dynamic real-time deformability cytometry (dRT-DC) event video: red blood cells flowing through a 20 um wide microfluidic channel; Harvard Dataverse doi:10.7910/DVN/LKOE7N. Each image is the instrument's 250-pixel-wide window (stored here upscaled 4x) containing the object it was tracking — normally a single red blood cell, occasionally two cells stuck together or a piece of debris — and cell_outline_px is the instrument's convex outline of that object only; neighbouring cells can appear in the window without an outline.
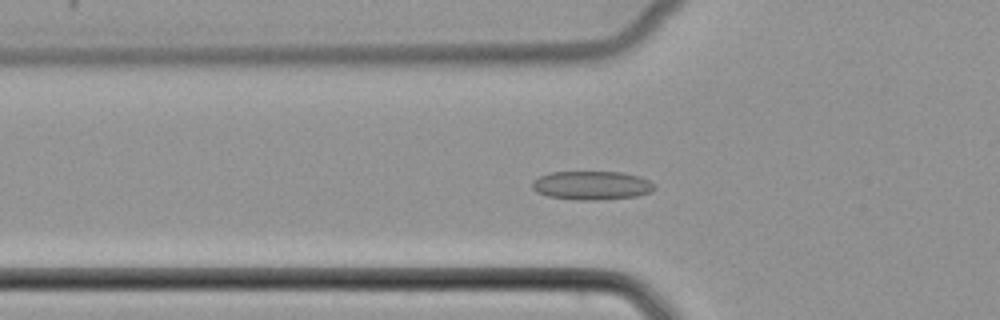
{"species": "common noctule bat (a hibernating species)", "species_latin": "Nyctalus noctula", "temperature_condition": "cold", "stored_images_in_passage": 53, "camera_frame_rate_fps": 3000, "um_per_image_px": 0.085, "animal": {"sex": "female", "body_mass_g": 22.7, "forearm_length_mm": 54.2}, "frame": {"image": 1, "passage_image": 19, "time_ms": 6.0, "image_size_px": [1000, 320], "cell_outline_px": [[656, 188], [652, 192], [636, 196], [600, 200], [576, 200], [548, 196], [536, 192], [532, 188], [532, 180], [540, 176], [552, 172], [624, 172], [640, 176], [656, 184]], "centroid_in_image_um": [50.32, 15.76], "position_along_channel_um": 75.5, "area_um2": 20.69}}
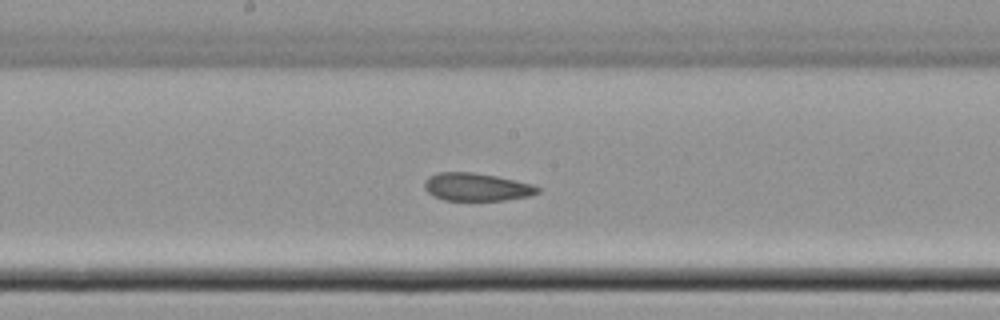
{"frame": {"image": 2, "passage_image": 29, "time_ms": 9.333, "image_size_px": [1000, 320], "cell_outline_px": [[540, 192], [528, 196], [504, 200], [444, 200], [428, 192], [424, 188], [424, 180], [428, 176], [436, 172], [472, 172], [496, 176], [532, 184], [540, 188]], "centroid_in_image_um": [40.48, 15.88], "position_along_channel_um": 207.7, "area_um2": 18.32}}
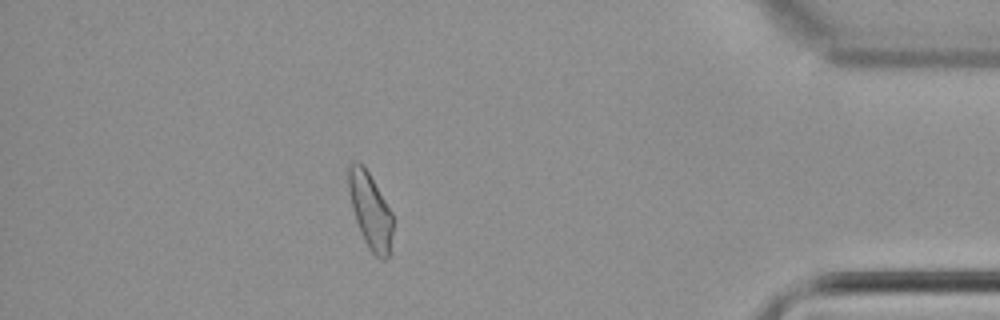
{"frame": {"image": 3, "passage_image": 47, "time_ms": 15.333, "image_size_px": [1000, 320], "cell_outline_px": [[392, 232], [388, 256], [384, 260], [380, 260], [368, 248], [364, 240], [356, 220], [352, 208], [348, 192], [348, 168], [356, 160], [364, 164], [392, 212]], "centroid_in_image_um": [31.46, 17.88], "position_along_channel_um": 403.7, "area_um2": 19.48}}